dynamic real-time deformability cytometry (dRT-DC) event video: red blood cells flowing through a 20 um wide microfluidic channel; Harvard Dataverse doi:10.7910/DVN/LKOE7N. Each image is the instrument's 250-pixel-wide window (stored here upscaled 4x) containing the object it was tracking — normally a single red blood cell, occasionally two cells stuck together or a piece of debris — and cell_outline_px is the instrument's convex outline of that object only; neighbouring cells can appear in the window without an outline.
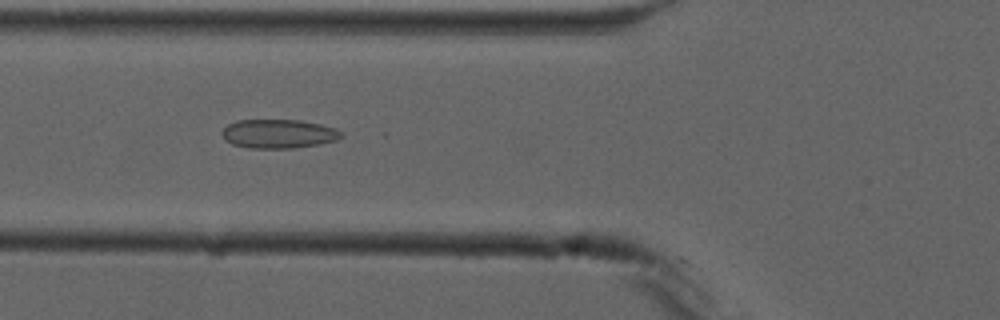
{"species": "common noctule bat (a hibernating species)", "species_latin": "Nyctalus noctula", "temperature_condition": "cold", "stored_images_in_passage": 6, "camera_frame_rate_fps": 3000, "um_per_image_px": 0.085, "animal": {"sex": "male", "forearm_length_mm": 52.5}, "frame": {"image": 1, "passage_image": 6, "time_ms": 6.333, "image_size_px": [1000, 320], "cell_outline_px": [[344, 136], [336, 140], [316, 144], [292, 148], [248, 148], [232, 144], [220, 132], [228, 124], [236, 120], [300, 120], [320, 124], [336, 128], [344, 132]], "centroid_in_image_um": [23.7, 11.36], "position_along_channel_um": 102.1, "area_um2": 20.06}}